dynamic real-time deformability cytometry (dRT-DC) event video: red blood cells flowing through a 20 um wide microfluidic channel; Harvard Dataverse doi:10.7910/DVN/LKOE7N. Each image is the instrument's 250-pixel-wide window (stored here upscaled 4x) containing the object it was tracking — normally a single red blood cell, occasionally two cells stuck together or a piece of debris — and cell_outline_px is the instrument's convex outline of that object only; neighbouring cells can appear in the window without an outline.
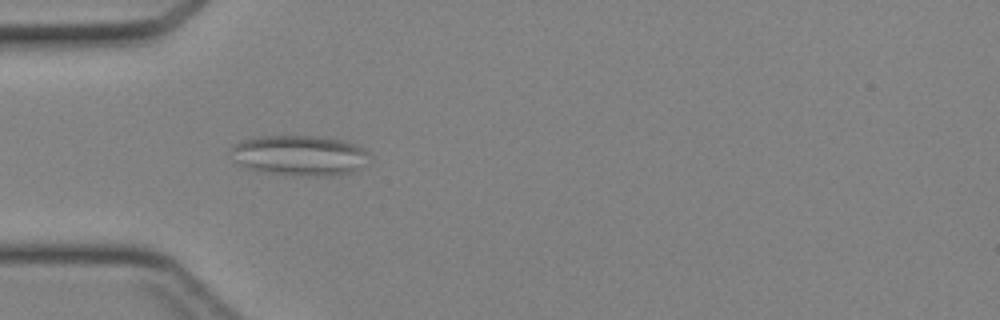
{"species": "Egyptian fruit bat (a non-hibernating species)", "species_latin": "Rousettus aegyptiacus", "temperature_condition": "cold", "stored_images_in_passage": 34, "camera_frame_rate_fps": 3000, "um_per_image_px": 0.085, "animal": {"sex": "female"}, "frame": {"image": 1, "passage_image": 2, "time_ms": 0.333, "image_size_px": [1000, 320], "cell_outline_px": [[368, 152], [360, 168], [352, 172], [332, 176], [312, 176], [276, 172], [248, 168], [236, 164], [232, 160], [228, 152], [232, 144], [244, 140], [264, 136], [320, 136], [344, 140], [364, 148]], "centroid_in_image_um": [25.41, 13.19], "position_along_channel_um": 59.6, "area_um2": 32.25}}
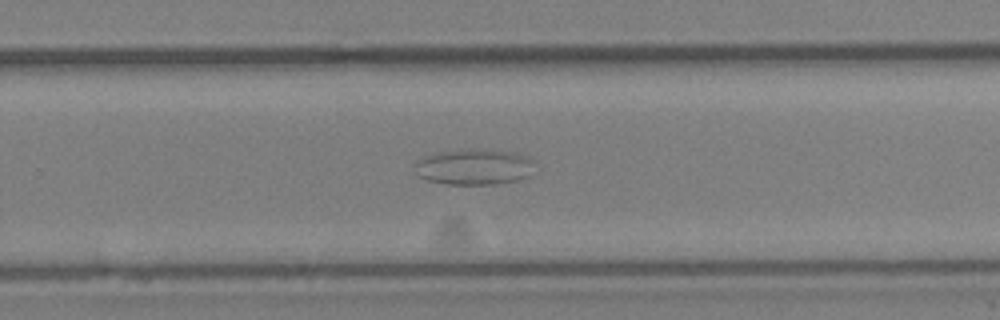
{"frame": {"image": 2, "passage_image": 18, "time_ms": 5.667, "image_size_px": [1000, 320], "cell_outline_px": [[528, 176], [516, 180], [496, 184], [444, 184], [428, 180], [416, 176], [416, 160], [424, 156], [436, 152], [468, 148], [480, 148], [516, 152], [528, 156]], "centroid_in_image_um": [40.19, 14.16], "position_along_channel_um": 289.6, "area_um2": 24.97}}
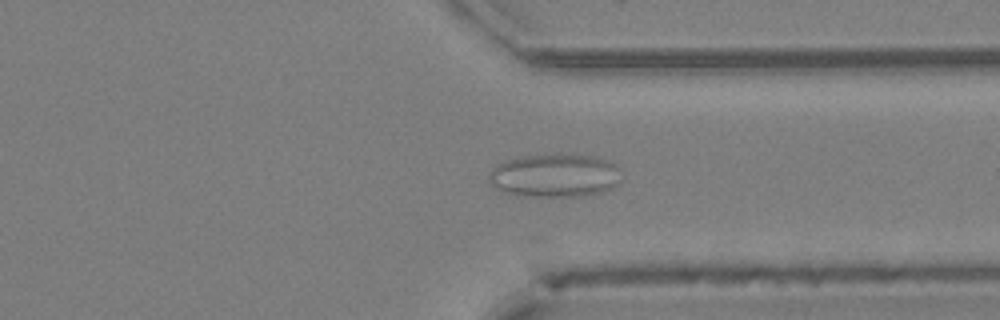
{"frame": {"image": 3, "passage_image": 23, "time_ms": 7.333, "image_size_px": [1000, 320], "cell_outline_px": [[620, 184], [612, 188], [580, 196], [520, 196], [496, 188], [488, 184], [488, 172], [496, 164], [516, 156], [560, 152], [592, 156], [616, 164]], "centroid_in_image_um": [47.08, 14.88], "position_along_channel_um": 364.3, "area_um2": 33.99}}